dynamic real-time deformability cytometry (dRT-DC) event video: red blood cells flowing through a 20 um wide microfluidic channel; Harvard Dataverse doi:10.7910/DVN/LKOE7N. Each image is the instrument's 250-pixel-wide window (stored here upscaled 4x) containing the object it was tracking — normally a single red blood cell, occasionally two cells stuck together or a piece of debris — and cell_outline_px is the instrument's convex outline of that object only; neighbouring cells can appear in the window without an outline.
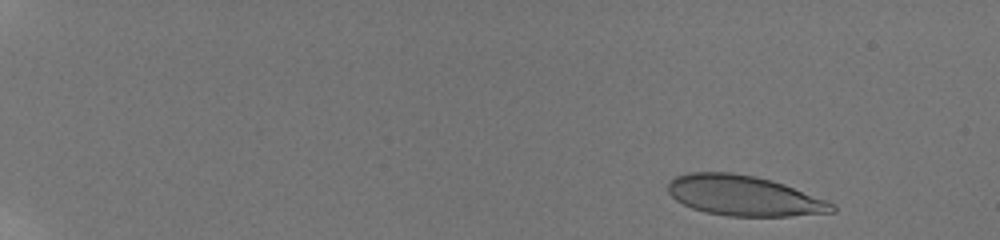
{"species": "human", "species_latin": "Homo sapiens", "temperature_condition": "room temperature", "stored_images_in_passage": 10, "camera_frame_rate_fps": 3000, "um_per_image_px": 0.085, "donor": {"sex": "male"}, "frame": {"image": 1, "passage_image": 1, "time_ms": 0.0, "image_size_px": [1000, 240], "cell_outline_px": [[836, 212], [788, 216], [728, 216], [704, 212], [692, 208], [676, 200], [668, 192], [668, 180], [676, 176], [688, 172], [732, 172], [756, 176], [772, 180], [784, 184], [828, 200], [836, 204]], "centroid_in_image_um": [63.25, 16.63], "position_along_channel_um": 21.8, "area_um2": 38.78}}
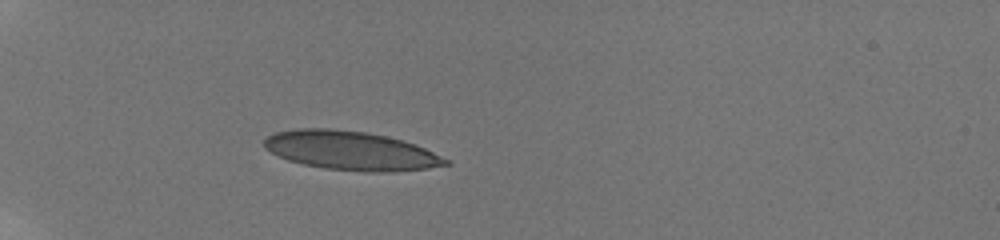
{"frame": {"image": 2, "passage_image": 10, "time_ms": 4.333, "image_size_px": [1000, 240], "cell_outline_px": [[452, 164], [428, 168], [392, 172], [368, 172], [324, 168], [304, 164], [288, 160], [276, 156], [264, 148], [264, 140], [268, 136], [276, 132], [296, 128], [328, 128], [368, 132], [388, 136], [416, 144], [452, 160]], "centroid_in_image_um": [29.85, 12.8], "position_along_channel_um": 55.1, "area_um2": 41.56}}